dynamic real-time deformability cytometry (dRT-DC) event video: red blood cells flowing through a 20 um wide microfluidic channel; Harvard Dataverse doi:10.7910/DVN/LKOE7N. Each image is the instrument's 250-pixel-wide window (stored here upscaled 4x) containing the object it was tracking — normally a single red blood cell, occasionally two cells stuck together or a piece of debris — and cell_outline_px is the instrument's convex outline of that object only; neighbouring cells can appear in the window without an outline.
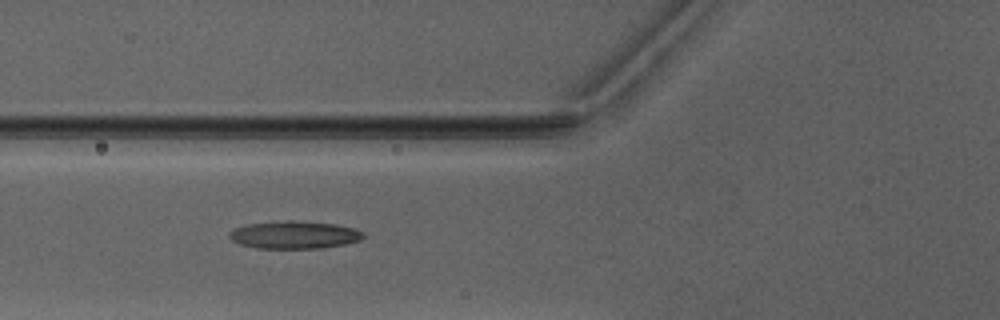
{"species": "Egyptian fruit bat (a non-hibernating species)", "species_latin": "Rousettus aegyptiacus", "temperature_condition": "warm", "stored_images_in_passage": 5, "camera_frame_rate_fps": 3000, "um_per_image_px": 0.085, "animal": {"sex": "male"}, "frame": {"image": 1, "passage_image": 5, "time_ms": 4.667, "image_size_px": [1000, 320], "cell_outline_px": [[364, 236], [360, 240], [344, 244], [320, 248], [256, 248], [240, 244], [232, 240], [228, 236], [236, 228], [248, 224], [288, 220], [292, 220], [332, 224], [356, 228], [364, 232]], "centroid_in_image_um": [25.04, 19.96], "position_along_channel_um": 100.8, "area_um2": 21.33}}